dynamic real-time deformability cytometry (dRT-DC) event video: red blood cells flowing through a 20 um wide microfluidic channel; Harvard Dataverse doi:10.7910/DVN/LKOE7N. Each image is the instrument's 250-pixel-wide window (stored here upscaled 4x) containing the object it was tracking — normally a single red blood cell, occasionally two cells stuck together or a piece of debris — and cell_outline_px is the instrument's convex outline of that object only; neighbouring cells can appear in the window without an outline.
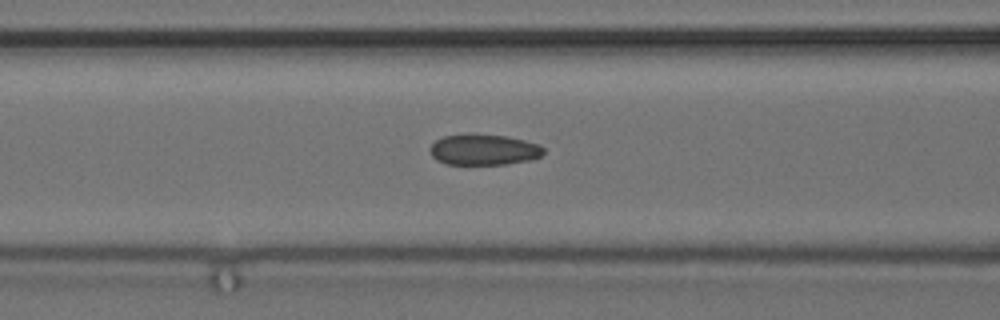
{"species": "common noctule bat (a hibernating species)", "species_latin": "Nyctalus noctula", "temperature_condition": "cold", "stored_images_in_passage": 6, "camera_frame_rate_fps": 3000, "um_per_image_px": 0.085, "animal": {"sex": "female", "body_mass_g": 24.6, "forearm_length_mm": 56.2}, "frame": {"image": 1, "passage_image": 6, "time_ms": 1.667, "image_size_px": [1000, 320], "cell_outline_px": [[544, 152], [540, 156], [532, 160], [504, 164], [444, 164], [436, 160], [432, 156], [428, 148], [436, 140], [444, 136], [472, 132], [508, 136], [540, 144], [544, 148]], "centroid_in_image_um": [41.1, 12.7], "position_along_channel_um": 125.5, "area_um2": 20.92}}